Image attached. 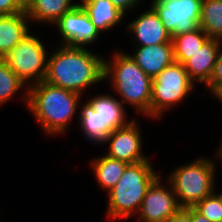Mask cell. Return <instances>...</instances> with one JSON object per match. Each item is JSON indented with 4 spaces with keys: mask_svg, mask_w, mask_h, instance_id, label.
I'll return each instance as SVG.
<instances>
[{
    "mask_svg": "<svg viewBox=\"0 0 222 222\" xmlns=\"http://www.w3.org/2000/svg\"><path fill=\"white\" fill-rule=\"evenodd\" d=\"M199 27L210 38L222 41V0H203Z\"/></svg>",
    "mask_w": 222,
    "mask_h": 222,
    "instance_id": "23",
    "label": "cell"
},
{
    "mask_svg": "<svg viewBox=\"0 0 222 222\" xmlns=\"http://www.w3.org/2000/svg\"><path fill=\"white\" fill-rule=\"evenodd\" d=\"M204 91L211 94L214 97L220 90H222V48L218 54L214 70L210 80L204 85Z\"/></svg>",
    "mask_w": 222,
    "mask_h": 222,
    "instance_id": "25",
    "label": "cell"
},
{
    "mask_svg": "<svg viewBox=\"0 0 222 222\" xmlns=\"http://www.w3.org/2000/svg\"><path fill=\"white\" fill-rule=\"evenodd\" d=\"M17 96L18 101H22L21 104L24 103L23 106L26 105L27 107L28 86L9 68L3 59H0V108H3L2 106L7 105L11 99L13 100Z\"/></svg>",
    "mask_w": 222,
    "mask_h": 222,
    "instance_id": "21",
    "label": "cell"
},
{
    "mask_svg": "<svg viewBox=\"0 0 222 222\" xmlns=\"http://www.w3.org/2000/svg\"><path fill=\"white\" fill-rule=\"evenodd\" d=\"M193 208L211 222H222V203L215 191L196 203Z\"/></svg>",
    "mask_w": 222,
    "mask_h": 222,
    "instance_id": "24",
    "label": "cell"
},
{
    "mask_svg": "<svg viewBox=\"0 0 222 222\" xmlns=\"http://www.w3.org/2000/svg\"><path fill=\"white\" fill-rule=\"evenodd\" d=\"M217 100L221 103L222 105V90H220L215 96H214V100Z\"/></svg>",
    "mask_w": 222,
    "mask_h": 222,
    "instance_id": "31",
    "label": "cell"
},
{
    "mask_svg": "<svg viewBox=\"0 0 222 222\" xmlns=\"http://www.w3.org/2000/svg\"><path fill=\"white\" fill-rule=\"evenodd\" d=\"M135 221L134 222H142V221H140V220H138V219H134Z\"/></svg>",
    "mask_w": 222,
    "mask_h": 222,
    "instance_id": "34",
    "label": "cell"
},
{
    "mask_svg": "<svg viewBox=\"0 0 222 222\" xmlns=\"http://www.w3.org/2000/svg\"><path fill=\"white\" fill-rule=\"evenodd\" d=\"M132 48L128 54L152 79L175 62L172 43L132 46Z\"/></svg>",
    "mask_w": 222,
    "mask_h": 222,
    "instance_id": "14",
    "label": "cell"
},
{
    "mask_svg": "<svg viewBox=\"0 0 222 222\" xmlns=\"http://www.w3.org/2000/svg\"><path fill=\"white\" fill-rule=\"evenodd\" d=\"M84 98L79 104V119L77 130L81 131L87 142L94 146L100 147L107 138V133L101 128V119L98 112L94 110L92 105Z\"/></svg>",
    "mask_w": 222,
    "mask_h": 222,
    "instance_id": "20",
    "label": "cell"
},
{
    "mask_svg": "<svg viewBox=\"0 0 222 222\" xmlns=\"http://www.w3.org/2000/svg\"><path fill=\"white\" fill-rule=\"evenodd\" d=\"M151 160L150 157L126 166L120 180L106 193V220L126 222L136 217L148 188L162 173L160 169L156 170Z\"/></svg>",
    "mask_w": 222,
    "mask_h": 222,
    "instance_id": "4",
    "label": "cell"
},
{
    "mask_svg": "<svg viewBox=\"0 0 222 222\" xmlns=\"http://www.w3.org/2000/svg\"><path fill=\"white\" fill-rule=\"evenodd\" d=\"M22 12L15 4L14 0H0V14L13 15Z\"/></svg>",
    "mask_w": 222,
    "mask_h": 222,
    "instance_id": "27",
    "label": "cell"
},
{
    "mask_svg": "<svg viewBox=\"0 0 222 222\" xmlns=\"http://www.w3.org/2000/svg\"><path fill=\"white\" fill-rule=\"evenodd\" d=\"M166 222H190V207L180 208Z\"/></svg>",
    "mask_w": 222,
    "mask_h": 222,
    "instance_id": "28",
    "label": "cell"
},
{
    "mask_svg": "<svg viewBox=\"0 0 222 222\" xmlns=\"http://www.w3.org/2000/svg\"><path fill=\"white\" fill-rule=\"evenodd\" d=\"M51 28L53 31L57 29L55 34L57 31L60 37L56 44L67 47L90 49L96 42H100L101 37L104 39L80 4L63 14Z\"/></svg>",
    "mask_w": 222,
    "mask_h": 222,
    "instance_id": "9",
    "label": "cell"
},
{
    "mask_svg": "<svg viewBox=\"0 0 222 222\" xmlns=\"http://www.w3.org/2000/svg\"><path fill=\"white\" fill-rule=\"evenodd\" d=\"M79 4L101 35L106 36L116 27L119 30V26L126 21V15L110 0H79Z\"/></svg>",
    "mask_w": 222,
    "mask_h": 222,
    "instance_id": "16",
    "label": "cell"
},
{
    "mask_svg": "<svg viewBox=\"0 0 222 222\" xmlns=\"http://www.w3.org/2000/svg\"><path fill=\"white\" fill-rule=\"evenodd\" d=\"M33 25L26 15L20 12L0 16V59L5 57L22 39L29 35Z\"/></svg>",
    "mask_w": 222,
    "mask_h": 222,
    "instance_id": "17",
    "label": "cell"
},
{
    "mask_svg": "<svg viewBox=\"0 0 222 222\" xmlns=\"http://www.w3.org/2000/svg\"><path fill=\"white\" fill-rule=\"evenodd\" d=\"M86 100L92 105L101 119V128L109 135L113 130L128 125L133 118L129 117L127 108L121 103L115 94L101 93L94 94ZM130 118V119H129Z\"/></svg>",
    "mask_w": 222,
    "mask_h": 222,
    "instance_id": "13",
    "label": "cell"
},
{
    "mask_svg": "<svg viewBox=\"0 0 222 222\" xmlns=\"http://www.w3.org/2000/svg\"><path fill=\"white\" fill-rule=\"evenodd\" d=\"M139 118H134L128 125L113 130L101 144L106 147L107 156L134 164L149 159L144 150V137ZM103 145V146H102Z\"/></svg>",
    "mask_w": 222,
    "mask_h": 222,
    "instance_id": "10",
    "label": "cell"
},
{
    "mask_svg": "<svg viewBox=\"0 0 222 222\" xmlns=\"http://www.w3.org/2000/svg\"><path fill=\"white\" fill-rule=\"evenodd\" d=\"M78 4L79 0H35L26 15L33 26L37 24L36 27L40 25L49 30L63 14Z\"/></svg>",
    "mask_w": 222,
    "mask_h": 222,
    "instance_id": "18",
    "label": "cell"
},
{
    "mask_svg": "<svg viewBox=\"0 0 222 222\" xmlns=\"http://www.w3.org/2000/svg\"><path fill=\"white\" fill-rule=\"evenodd\" d=\"M190 222H211L206 217L198 213L193 207H190Z\"/></svg>",
    "mask_w": 222,
    "mask_h": 222,
    "instance_id": "29",
    "label": "cell"
},
{
    "mask_svg": "<svg viewBox=\"0 0 222 222\" xmlns=\"http://www.w3.org/2000/svg\"><path fill=\"white\" fill-rule=\"evenodd\" d=\"M82 98L74 91L41 81L28 87L26 109L45 137H63L70 132L76 116L78 123L79 115L76 114H79Z\"/></svg>",
    "mask_w": 222,
    "mask_h": 222,
    "instance_id": "2",
    "label": "cell"
},
{
    "mask_svg": "<svg viewBox=\"0 0 222 222\" xmlns=\"http://www.w3.org/2000/svg\"><path fill=\"white\" fill-rule=\"evenodd\" d=\"M197 88L184 65L174 62L167 66L152 80L150 120L162 121L167 112L179 108L192 96V92L194 94L195 90L198 91Z\"/></svg>",
    "mask_w": 222,
    "mask_h": 222,
    "instance_id": "6",
    "label": "cell"
},
{
    "mask_svg": "<svg viewBox=\"0 0 222 222\" xmlns=\"http://www.w3.org/2000/svg\"><path fill=\"white\" fill-rule=\"evenodd\" d=\"M222 41L209 38L183 65L189 78L196 84L205 85L211 78Z\"/></svg>",
    "mask_w": 222,
    "mask_h": 222,
    "instance_id": "15",
    "label": "cell"
},
{
    "mask_svg": "<svg viewBox=\"0 0 222 222\" xmlns=\"http://www.w3.org/2000/svg\"><path fill=\"white\" fill-rule=\"evenodd\" d=\"M171 38L199 28L203 0H149Z\"/></svg>",
    "mask_w": 222,
    "mask_h": 222,
    "instance_id": "8",
    "label": "cell"
},
{
    "mask_svg": "<svg viewBox=\"0 0 222 222\" xmlns=\"http://www.w3.org/2000/svg\"><path fill=\"white\" fill-rule=\"evenodd\" d=\"M217 147L216 151H213V158L202 154L185 164L177 163L167 172V176H164L172 186L181 208L193 207L215 191L217 176H220L217 168L220 164L222 168V152L219 146Z\"/></svg>",
    "mask_w": 222,
    "mask_h": 222,
    "instance_id": "5",
    "label": "cell"
},
{
    "mask_svg": "<svg viewBox=\"0 0 222 222\" xmlns=\"http://www.w3.org/2000/svg\"><path fill=\"white\" fill-rule=\"evenodd\" d=\"M219 140L220 141H219L218 145H219V148L221 149V152H222V136H220Z\"/></svg>",
    "mask_w": 222,
    "mask_h": 222,
    "instance_id": "33",
    "label": "cell"
},
{
    "mask_svg": "<svg viewBox=\"0 0 222 222\" xmlns=\"http://www.w3.org/2000/svg\"><path fill=\"white\" fill-rule=\"evenodd\" d=\"M217 188H219L218 184L216 185L215 192L219 195V198H220L221 203H222V188L220 187L221 190L217 189ZM218 190H220V191H218Z\"/></svg>",
    "mask_w": 222,
    "mask_h": 222,
    "instance_id": "32",
    "label": "cell"
},
{
    "mask_svg": "<svg viewBox=\"0 0 222 222\" xmlns=\"http://www.w3.org/2000/svg\"><path fill=\"white\" fill-rule=\"evenodd\" d=\"M122 49L115 48L109 57L104 56V82L136 118L150 119L153 79Z\"/></svg>",
    "mask_w": 222,
    "mask_h": 222,
    "instance_id": "3",
    "label": "cell"
},
{
    "mask_svg": "<svg viewBox=\"0 0 222 222\" xmlns=\"http://www.w3.org/2000/svg\"><path fill=\"white\" fill-rule=\"evenodd\" d=\"M96 52L93 48L55 44L48 54L44 81L74 91L83 97L87 96L88 89L91 91L94 86L104 82L105 54Z\"/></svg>",
    "mask_w": 222,
    "mask_h": 222,
    "instance_id": "1",
    "label": "cell"
},
{
    "mask_svg": "<svg viewBox=\"0 0 222 222\" xmlns=\"http://www.w3.org/2000/svg\"><path fill=\"white\" fill-rule=\"evenodd\" d=\"M88 165L94 175L97 188L107 193L120 180L128 163L102 154L91 158Z\"/></svg>",
    "mask_w": 222,
    "mask_h": 222,
    "instance_id": "19",
    "label": "cell"
},
{
    "mask_svg": "<svg viewBox=\"0 0 222 222\" xmlns=\"http://www.w3.org/2000/svg\"><path fill=\"white\" fill-rule=\"evenodd\" d=\"M209 38L200 27L192 32L172 37L175 62L183 65Z\"/></svg>",
    "mask_w": 222,
    "mask_h": 222,
    "instance_id": "22",
    "label": "cell"
},
{
    "mask_svg": "<svg viewBox=\"0 0 222 222\" xmlns=\"http://www.w3.org/2000/svg\"><path fill=\"white\" fill-rule=\"evenodd\" d=\"M145 6L139 9L142 10L141 12L139 10L134 11L135 18L131 16L129 22L127 19L125 21L127 26H125L124 32L130 38L129 43H132V46L172 43L170 33L165 29L157 13L150 5H148L149 7L146 6L147 8ZM136 11L140 13L136 14Z\"/></svg>",
    "mask_w": 222,
    "mask_h": 222,
    "instance_id": "12",
    "label": "cell"
},
{
    "mask_svg": "<svg viewBox=\"0 0 222 222\" xmlns=\"http://www.w3.org/2000/svg\"><path fill=\"white\" fill-rule=\"evenodd\" d=\"M110 1L120 11H122L126 15V18H127L128 16L130 17V14L134 13L136 9L139 10L140 8H142V6H144V4L146 5L147 0H110Z\"/></svg>",
    "mask_w": 222,
    "mask_h": 222,
    "instance_id": "26",
    "label": "cell"
},
{
    "mask_svg": "<svg viewBox=\"0 0 222 222\" xmlns=\"http://www.w3.org/2000/svg\"><path fill=\"white\" fill-rule=\"evenodd\" d=\"M37 34L33 30L2 58L28 87L44 81L47 74L50 47Z\"/></svg>",
    "mask_w": 222,
    "mask_h": 222,
    "instance_id": "7",
    "label": "cell"
},
{
    "mask_svg": "<svg viewBox=\"0 0 222 222\" xmlns=\"http://www.w3.org/2000/svg\"><path fill=\"white\" fill-rule=\"evenodd\" d=\"M162 174L148 188L135 217L142 222H166L181 207L170 183Z\"/></svg>",
    "mask_w": 222,
    "mask_h": 222,
    "instance_id": "11",
    "label": "cell"
},
{
    "mask_svg": "<svg viewBox=\"0 0 222 222\" xmlns=\"http://www.w3.org/2000/svg\"><path fill=\"white\" fill-rule=\"evenodd\" d=\"M35 0H14L16 6L22 11L27 12Z\"/></svg>",
    "mask_w": 222,
    "mask_h": 222,
    "instance_id": "30",
    "label": "cell"
}]
</instances>
